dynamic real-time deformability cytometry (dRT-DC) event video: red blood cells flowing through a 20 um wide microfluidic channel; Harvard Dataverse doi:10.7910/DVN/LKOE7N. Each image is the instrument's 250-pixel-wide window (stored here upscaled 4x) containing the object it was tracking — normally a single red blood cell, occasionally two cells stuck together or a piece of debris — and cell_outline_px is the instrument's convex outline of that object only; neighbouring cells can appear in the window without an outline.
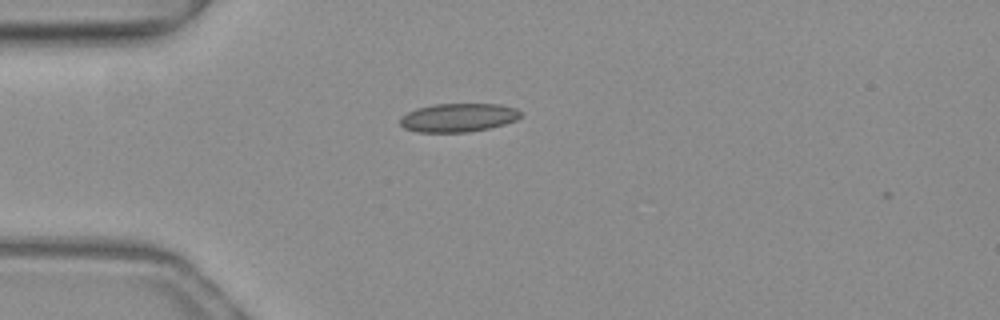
{"species": "common noctule bat (a hibernating species)", "species_latin": "Nyctalus noctula", "temperature_condition": "warm", "stored_images_in_passage": 2, "camera_frame_rate_fps": 3000, "um_per_image_px": 0.085, "animal": {"sex": "female", "body_mass_g": 19.3, "forearm_length_mm": 54.1}, "frame": {"image": 1, "passage_image": 1, "time_ms": 0.0, "image_size_px": [1000, 320], "cell_outline_px": [[520, 116], [516, 120], [504, 124], [488, 128], [468, 132], [416, 132], [404, 128], [400, 124], [400, 116], [416, 108], [432, 104], [500, 104], [516, 108], [520, 112]], "centroid_in_image_um": [38.92, 9.99], "position_along_channel_um": 46.1, "area_um2": 20.11}}